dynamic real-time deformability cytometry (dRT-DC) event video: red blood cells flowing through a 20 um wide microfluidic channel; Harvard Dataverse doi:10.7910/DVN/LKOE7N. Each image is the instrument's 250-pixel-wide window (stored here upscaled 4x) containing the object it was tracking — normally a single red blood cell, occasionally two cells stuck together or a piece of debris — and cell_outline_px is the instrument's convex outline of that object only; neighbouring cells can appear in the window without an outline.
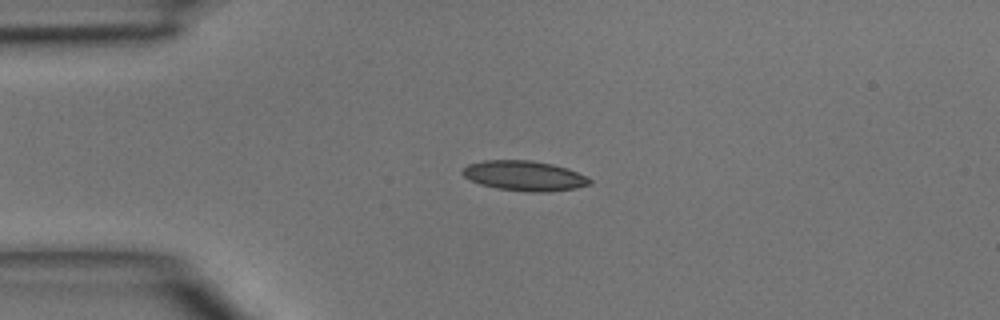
{"species": "common noctule bat (a hibernating species)", "species_latin": "Nyctalus noctula", "temperature_condition": "room temperature", "stored_images_in_passage": 44, "camera_frame_rate_fps": 3000, "um_per_image_px": 0.085, "animal": {"sex": "male", "body_mass_g": 15.6}, "frame": {"image": 1, "passage_image": 9, "time_ms": 2.667, "image_size_px": [1000, 320], "cell_outline_px": [[592, 184], [576, 188], [548, 192], [524, 192], [496, 188], [480, 184], [464, 176], [460, 172], [468, 164], [484, 160], [532, 160], [552, 164], [568, 168], [592, 180]], "centroid_in_image_um": [44.57, 14.94], "position_along_channel_um": 40.4, "area_um2": 22.31}}
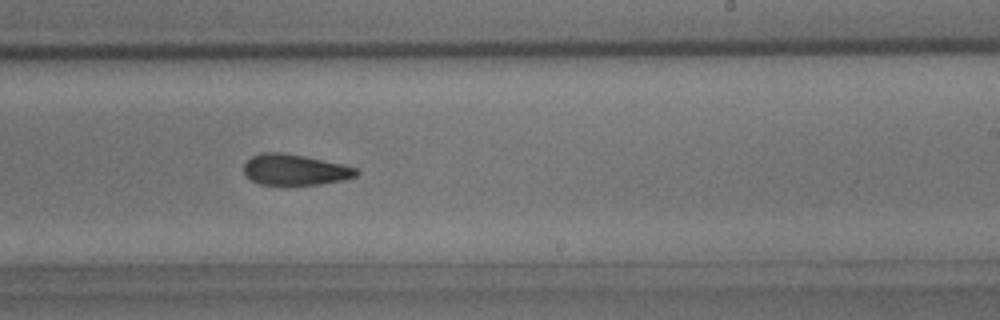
{"frame": {"image": 2, "passage_image": 26, "time_ms": 8.333, "image_size_px": [1000, 320], "cell_outline_px": [[360, 172], [356, 176], [344, 180], [320, 184], [260, 184], [244, 176], [244, 164], [252, 156], [260, 152], [284, 152], [304, 156], [340, 164], [356, 168]], "centroid_in_image_um": [25.04, 14.42], "position_along_channel_um": 264.0, "area_um2": 20.11}}
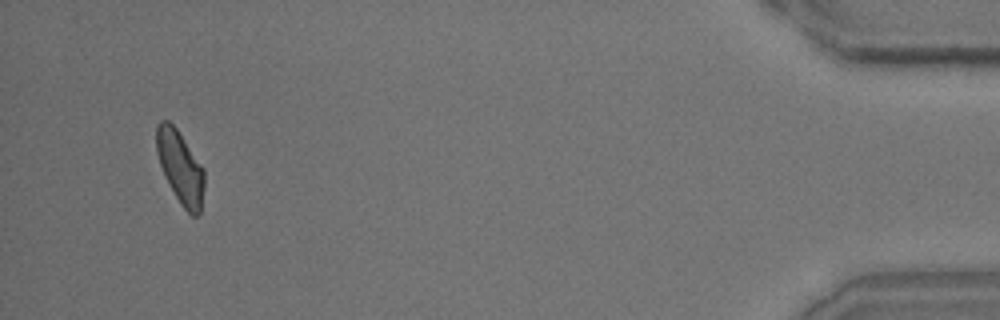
{"frame": {"image": 3, "passage_image": 42, "time_ms": 13.667, "image_size_px": [1000, 320], "cell_outline_px": [[204, 188], [200, 212], [196, 216], [192, 216], [180, 204], [164, 176], [156, 152], [156, 124], [160, 120], [168, 120], [176, 128], [204, 168]], "centroid_in_image_um": [15.31, 14.21], "position_along_channel_um": 419.9, "area_um2": 20.29}}